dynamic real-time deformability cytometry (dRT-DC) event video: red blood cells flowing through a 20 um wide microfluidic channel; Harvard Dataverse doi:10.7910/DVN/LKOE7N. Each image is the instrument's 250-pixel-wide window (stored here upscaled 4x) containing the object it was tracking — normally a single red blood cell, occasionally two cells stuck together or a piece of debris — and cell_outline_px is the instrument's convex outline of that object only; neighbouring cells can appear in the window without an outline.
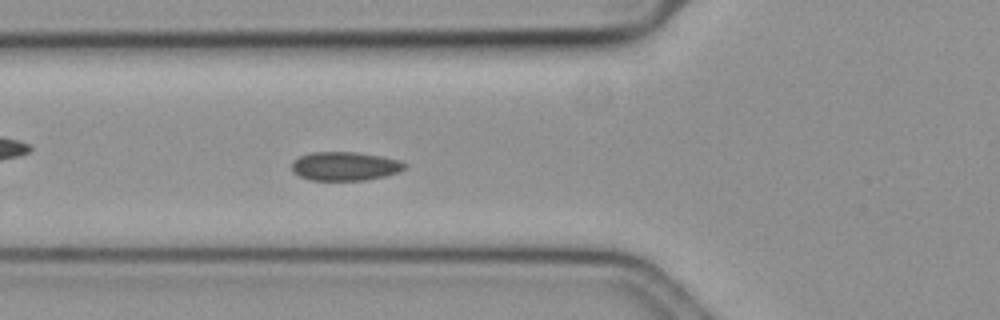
{"species": "common noctule bat (a hibernating species)", "species_latin": "Nyctalus noctula", "temperature_condition": "cold", "stored_images_in_passage": 59, "camera_frame_rate_fps": 3000, "um_per_image_px": 0.085, "animal": {"sex": "female", "body_mass_g": 19.3, "forearm_length_mm": 54.1}, "frame": {"image": 1, "passage_image": 22, "time_ms": 7.0, "image_size_px": [1000, 320], "cell_outline_px": [[408, 168], [400, 172], [384, 176], [364, 180], [308, 180], [292, 172], [292, 160], [300, 156], [312, 152], [356, 152], [380, 156], [400, 160], [408, 164]], "centroid_in_image_um": [29.34, 14.12], "position_along_channel_um": 96.5, "area_um2": 19.13}}
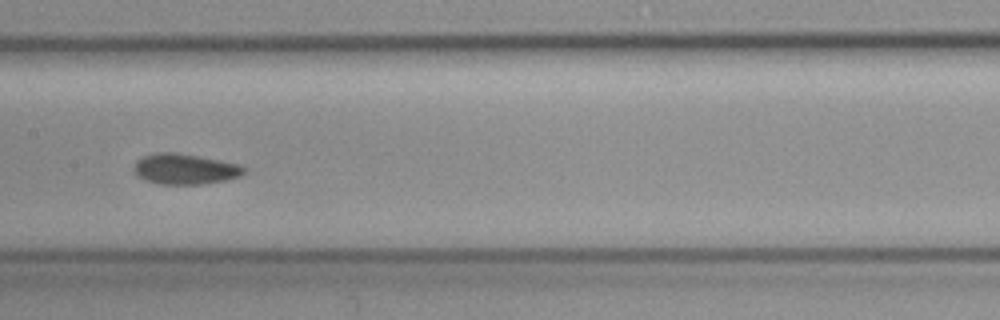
{"frame": {"image": 2, "passage_image": 30, "time_ms": 9.667, "image_size_px": [1000, 320], "cell_outline_px": [[248, 168], [240, 176], [228, 180], [204, 184], [160, 184], [144, 180], [136, 176], [132, 172], [132, 168], [136, 160], [144, 156], [160, 152], [176, 152], [236, 164]], "centroid_in_image_um": [15.66, 14.38], "position_along_channel_um": 191.7, "area_um2": 19.65}}
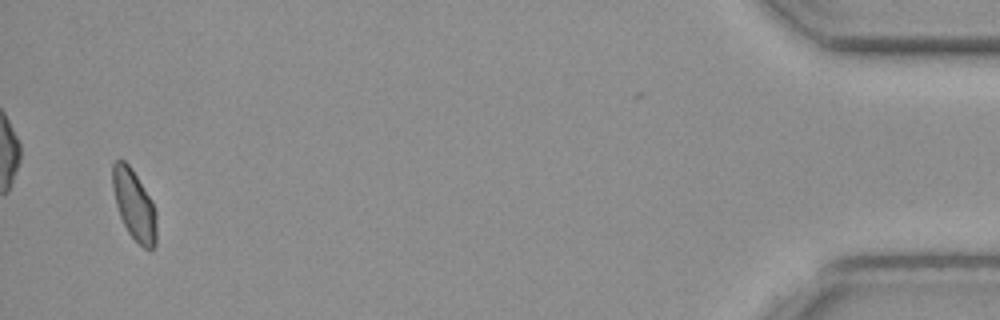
{"frame": {"image": 3, "passage_image": 57, "time_ms": 18.667, "image_size_px": [1000, 320], "cell_outline_px": [[156, 244], [148, 252], [128, 232], [120, 216], [116, 204], [112, 188], [112, 164], [116, 160], [124, 160], [132, 168], [152, 200], [156, 208]], "centroid_in_image_um": [11.41, 17.41], "position_along_channel_um": 423.8, "area_um2": 18.09}, "authors_computed_cell_mechanics": {"area_um2": 19.1318, "velocity_mm_per_s": 3.5599, "shape_relaxation_time_tau1_ms": 7.6821, "shape_relaxation_time_tau2_ms": null, "deformation_change_tau1": 0.0798, "deformation_change_tau2": null}}